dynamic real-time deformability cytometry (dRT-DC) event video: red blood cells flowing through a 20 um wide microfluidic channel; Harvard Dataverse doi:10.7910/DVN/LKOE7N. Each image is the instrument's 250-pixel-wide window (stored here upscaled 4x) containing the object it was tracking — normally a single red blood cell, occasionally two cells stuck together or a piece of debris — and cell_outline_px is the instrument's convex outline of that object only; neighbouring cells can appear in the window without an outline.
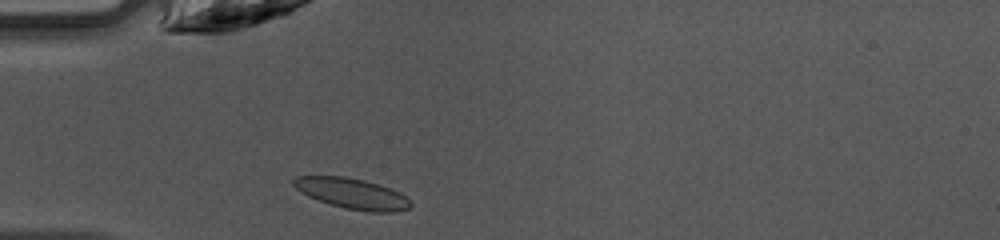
{"species": "common noctule bat (a hibernating species)", "species_latin": "Nyctalus noctula", "temperature_condition": "warm", "stored_images_in_passage": 34, "camera_frame_rate_fps": 3000, "um_per_image_px": 0.085, "animal": {"sex": "female", "body_mass_g": 10.0, "forearm_length_mm": 53.1}, "frame": {"image": 1, "passage_image": 1, "time_ms": 0.0, "image_size_px": [1000, 240], "cell_outline_px": [[412, 204], [408, 208], [392, 212], [368, 212], [344, 208], [308, 196], [300, 192], [292, 184], [292, 180], [296, 176], [344, 176], [364, 180], [400, 192], [412, 200]], "centroid_in_image_um": [29.93, 16.45], "position_along_channel_um": 55.1, "area_um2": 20.75}}
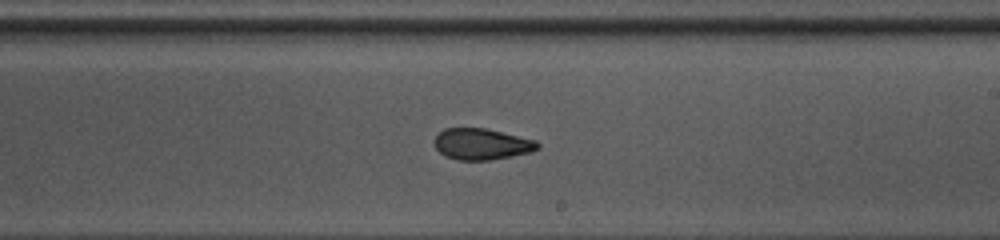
{"frame": {"image": 2, "passage_image": 15, "time_ms": 4.667, "image_size_px": [1000, 240], "cell_outline_px": [[540, 148], [532, 152], [492, 160], [456, 160], [444, 156], [436, 148], [432, 140], [444, 128], [484, 128], [536, 140], [540, 144]], "centroid_in_image_um": [40.94, 12.26], "position_along_channel_um": 248.1, "area_um2": 18.96}}
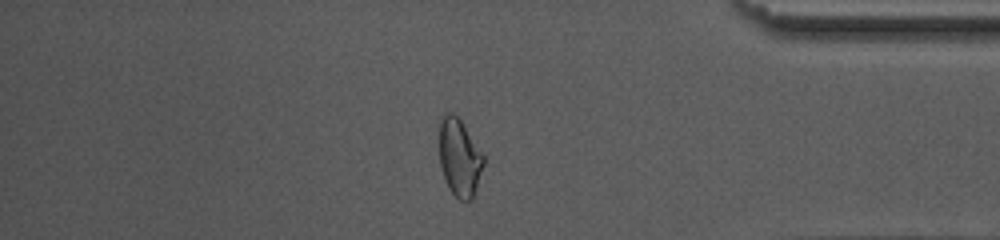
{"frame": {"image": 3, "passage_image": 27, "time_ms": 8.667, "image_size_px": [1000, 240], "cell_outline_px": [[484, 164], [472, 200], [460, 200], [448, 188], [440, 164], [440, 116], [444, 112], [452, 112], [460, 120], [484, 156]], "centroid_in_image_um": [39.04, 13.38], "position_along_channel_um": 396.2, "area_um2": 19.71}, "authors_computed_cell_mechanics": {"area_um2": 19.5364, "velocity_mm_per_s": 4.2624, "shape_relaxation_time_tau1_ms": 6.2198, "shape_relaxation_time_tau2_ms": 2.3949, "deformation_change_tau1": 0.1537, "deformation_change_tau2": 0.0822}}